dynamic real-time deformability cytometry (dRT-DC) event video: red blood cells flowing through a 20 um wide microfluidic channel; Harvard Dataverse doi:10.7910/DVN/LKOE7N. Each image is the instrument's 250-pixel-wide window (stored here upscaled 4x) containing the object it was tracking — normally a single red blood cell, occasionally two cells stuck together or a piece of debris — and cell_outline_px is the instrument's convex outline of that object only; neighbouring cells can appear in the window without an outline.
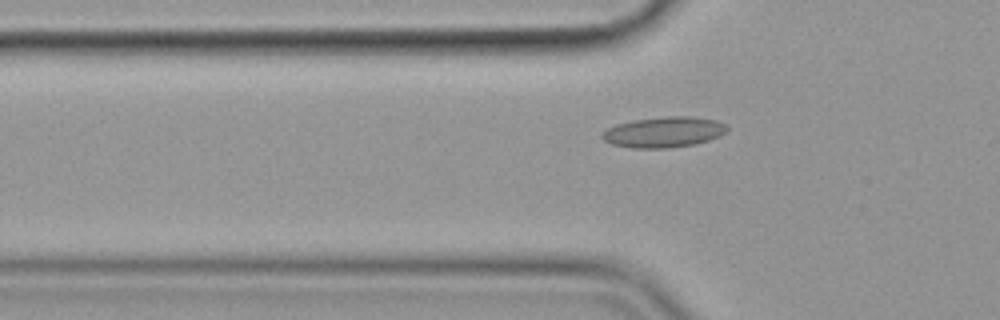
{"species": "common noctule bat (a hibernating species)", "species_latin": "Nyctalus noctula", "temperature_condition": "cold", "stored_images_in_passage": 48, "camera_frame_rate_fps": 3000, "um_per_image_px": 0.085, "animal": {"sex": "female", "body_mass_g": 19.9}, "frame": {"image": 1, "passage_image": 16, "time_ms": 5.0, "image_size_px": [1000, 320], "cell_outline_px": [[728, 128], [720, 136], [696, 144], [668, 148], [632, 148], [612, 144], [604, 140], [600, 136], [608, 128], [616, 124], [632, 120], [668, 116], [692, 116], [716, 120], [724, 124]], "centroid_in_image_um": [56.42, 11.23], "position_along_channel_um": 69.4, "area_um2": 22.25}}
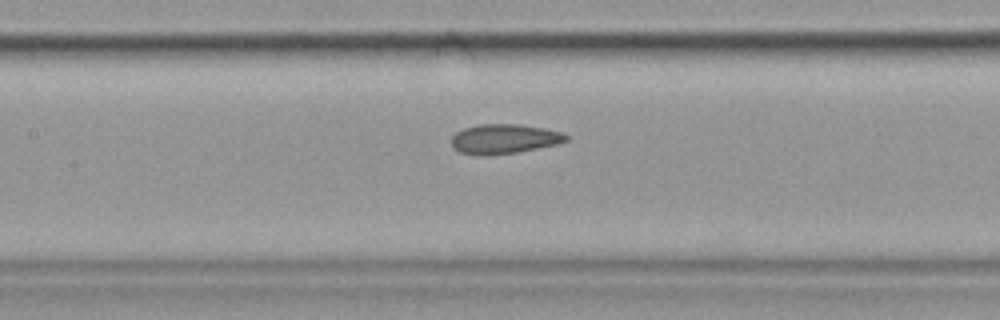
{"frame": {"image": 2, "passage_image": 24, "time_ms": 7.667, "image_size_px": [1000, 320], "cell_outline_px": [[568, 140], [556, 144], [516, 152], [484, 156], [476, 156], [460, 152], [452, 148], [452, 136], [456, 132], [464, 128], [480, 124], [520, 124], [544, 128], [564, 132], [568, 136]], "centroid_in_image_um": [42.83, 11.81], "position_along_channel_um": 164.6, "area_um2": 19.88}}
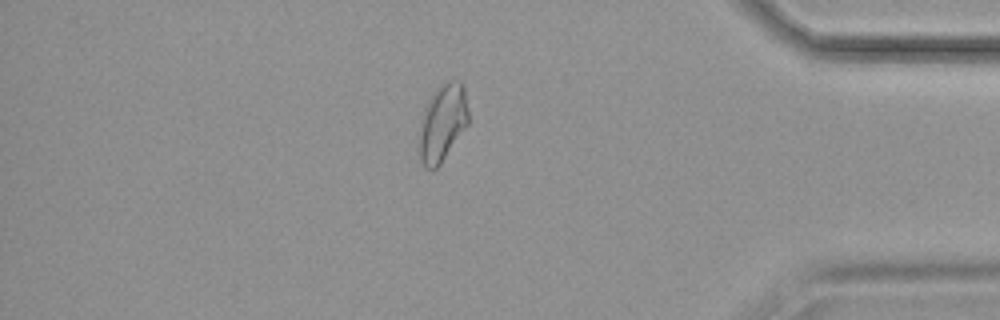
{"frame": {"image": 3, "passage_image": 46, "time_ms": 15.0, "image_size_px": [1000, 320], "cell_outline_px": [[468, 124], [440, 164], [432, 172], [420, 160], [420, 124], [424, 108], [428, 100], [436, 88], [440, 84], [448, 80], [460, 80], [464, 84], [468, 112]], "centroid_in_image_um": [37.63, 10.39], "position_along_channel_um": 397.6, "area_um2": 22.08}}